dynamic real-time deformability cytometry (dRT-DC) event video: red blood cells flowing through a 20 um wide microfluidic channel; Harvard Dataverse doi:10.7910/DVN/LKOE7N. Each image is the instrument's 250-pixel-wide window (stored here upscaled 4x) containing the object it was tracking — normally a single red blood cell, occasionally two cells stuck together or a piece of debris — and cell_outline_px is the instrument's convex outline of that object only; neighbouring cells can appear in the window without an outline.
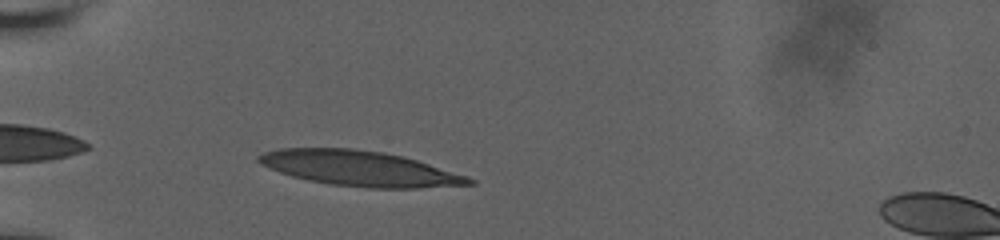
{"species": "human", "species_latin": "Homo sapiens", "temperature_condition": "room temperature", "stored_images_in_passage": 3, "camera_frame_rate_fps": 3000, "um_per_image_px": 0.085, "donor": {"sex": "male"}, "frame": {"image": 1, "passage_image": 1, "time_ms": 0.0, "image_size_px": [1000, 240], "cell_outline_px": [[476, 184], [416, 188], [368, 188], [332, 184], [308, 180], [292, 176], [268, 168], [260, 164], [256, 160], [256, 156], [264, 152], [280, 148], [352, 148], [380, 152], [404, 156], [468, 176], [476, 180]], "centroid_in_image_um": [30.57, 14.31], "position_along_channel_um": 54.4, "area_um2": 43.12}}
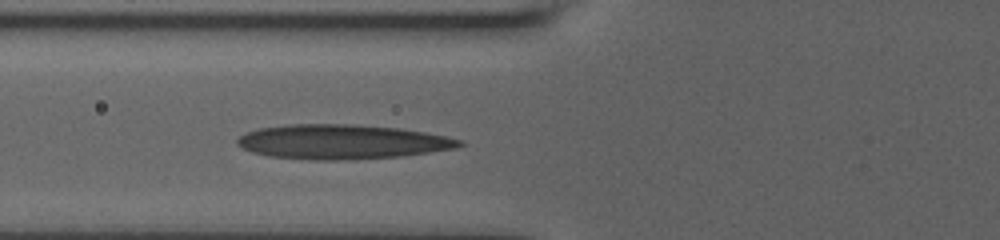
{"frame": {"image": 2, "passage_image": 3, "time_ms": 1.667, "image_size_px": [1000, 240], "cell_outline_px": [[464, 144], [456, 148], [404, 156], [344, 160], [316, 160], [268, 156], [252, 152], [236, 144], [236, 140], [244, 132], [260, 128], [288, 124], [352, 124], [400, 128], [448, 136], [464, 140]], "centroid_in_image_um": [29.09, 12.05], "position_along_channel_um": 96.7, "area_um2": 44.97}}